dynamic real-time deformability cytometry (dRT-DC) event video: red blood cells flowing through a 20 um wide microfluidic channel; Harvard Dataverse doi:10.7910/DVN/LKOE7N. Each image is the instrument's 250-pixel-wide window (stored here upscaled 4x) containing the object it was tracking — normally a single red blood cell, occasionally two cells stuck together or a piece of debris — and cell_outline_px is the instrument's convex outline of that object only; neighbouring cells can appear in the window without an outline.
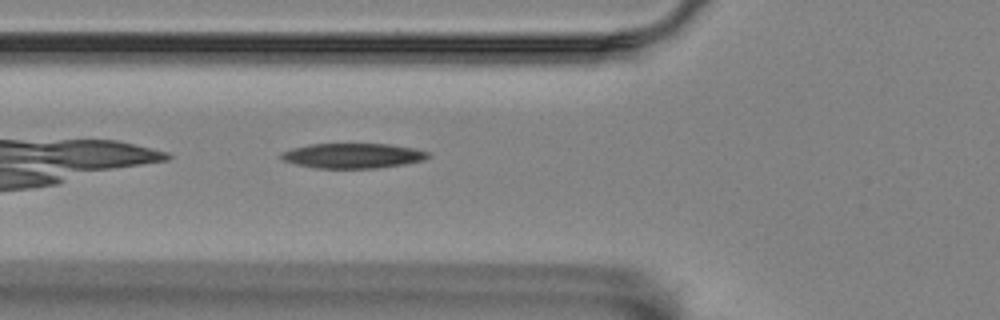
{"species": "Egyptian fruit bat (a non-hibernating species)", "species_latin": "Rousettus aegyptiacus", "temperature_condition": "room temperature", "stored_images_in_passage": 37, "camera_frame_rate_fps": 3000, "um_per_image_px": 0.085, "animal": {"sex": "female"}, "frame": {"image": 1, "passage_image": 5, "time_ms": 1.333, "image_size_px": [1000, 320], "cell_outline_px": [[432, 156], [424, 160], [404, 164], [380, 168], [316, 168], [296, 164], [284, 160], [280, 156], [280, 152], [292, 148], [308, 144], [388, 144], [416, 148], [428, 152]], "centroid_in_image_um": [30.02, 13.23], "position_along_channel_um": 95.8, "area_um2": 21.5}}
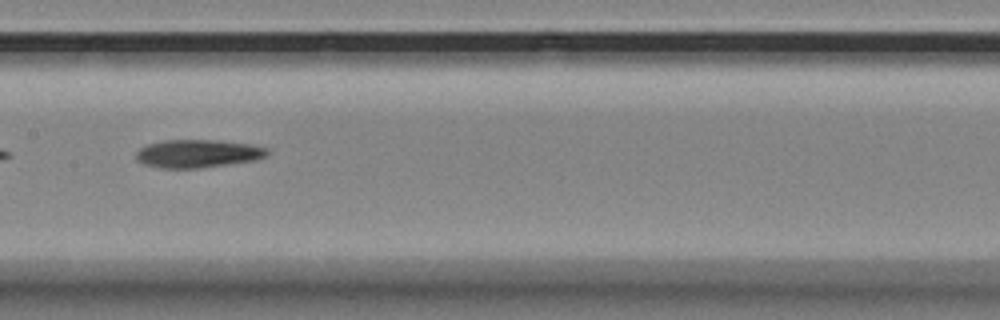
{"frame": {"image": 2, "passage_image": 13, "time_ms": 4.0, "image_size_px": [1000, 320], "cell_outline_px": [[268, 156], [256, 160], [200, 168], [160, 168], [144, 164], [136, 160], [136, 152], [140, 148], [148, 144], [164, 140], [216, 140], [248, 144], [268, 148]], "centroid_in_image_um": [16.81, 13.06], "position_along_channel_um": 190.6, "area_um2": 21.44}}
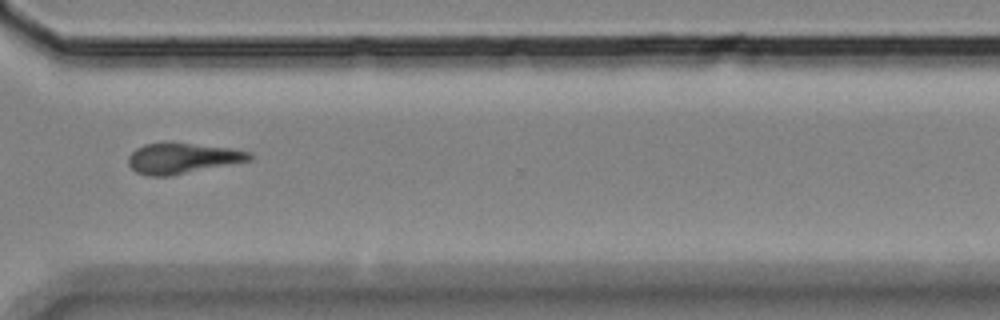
{"frame": {"image": 3, "passage_image": 27, "time_ms": 8.667, "image_size_px": [1000, 320], "cell_outline_px": [[252, 160], [172, 176], [148, 176], [136, 172], [128, 164], [128, 156], [136, 148], [144, 144], [188, 144], [228, 148], [252, 152]], "centroid_in_image_um": [15.5, 13.49], "position_along_channel_um": 355.1, "area_um2": 21.21}}